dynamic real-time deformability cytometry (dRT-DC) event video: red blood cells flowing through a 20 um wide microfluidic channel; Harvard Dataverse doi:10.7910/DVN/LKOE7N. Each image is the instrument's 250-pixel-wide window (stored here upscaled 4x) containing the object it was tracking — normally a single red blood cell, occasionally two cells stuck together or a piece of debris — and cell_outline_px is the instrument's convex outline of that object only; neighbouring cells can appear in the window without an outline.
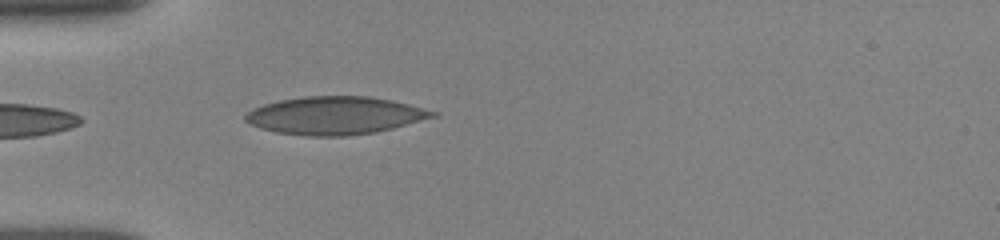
{"species": "human", "species_latin": "Homo sapiens", "temperature_condition": "room temperature", "stored_images_in_passage": 5, "camera_frame_rate_fps": 3000, "um_per_image_px": 0.085, "donor": {"sex": "female"}, "frame": {"image": 1, "passage_image": 5, "time_ms": 4.0, "image_size_px": [1000, 240], "cell_outline_px": [[440, 116], [376, 132], [344, 136], [308, 136], [276, 132], [260, 128], [248, 124], [244, 120], [244, 116], [252, 108], [264, 104], [280, 100], [300, 96], [368, 96], [392, 100], [440, 112]], "centroid_in_image_um": [28.49, 9.81], "position_along_channel_um": 56.5, "area_um2": 41.62}}